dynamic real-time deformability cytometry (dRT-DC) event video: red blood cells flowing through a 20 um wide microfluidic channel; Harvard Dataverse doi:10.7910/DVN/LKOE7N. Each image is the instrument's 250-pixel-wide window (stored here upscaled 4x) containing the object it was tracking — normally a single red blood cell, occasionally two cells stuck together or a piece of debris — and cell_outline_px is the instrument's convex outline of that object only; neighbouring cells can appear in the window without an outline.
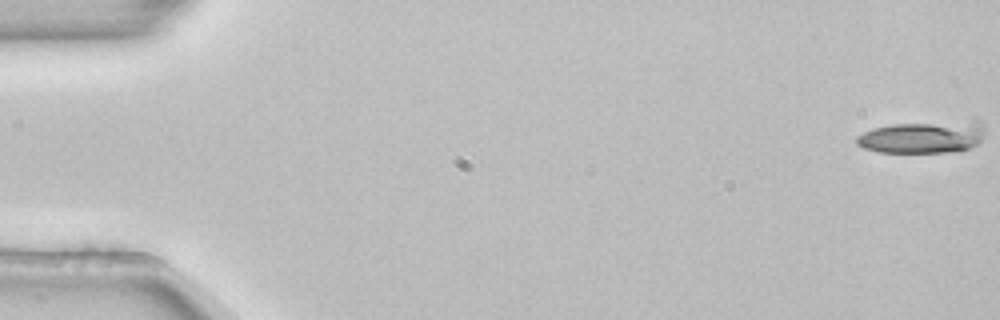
{"species": "common noctule bat (a hibernating species)", "species_latin": "Nyctalus noctula", "temperature_condition": "room temperature", "stored_images_in_passage": 15, "camera_frame_rate_fps": 3000, "um_per_image_px": 0.085, "animal": {"sex": "female", "body_mass_g": 22.7, "forearm_length_mm": 54.2}, "frame": {"image": 1, "passage_image": 1, "time_ms": 0.0, "image_size_px": [1000, 320], "cell_outline_px": [[984, 136], [976, 144], [968, 148], [948, 152], [880, 152], [864, 148], [856, 144], [856, 136], [872, 128], [892, 124], [972, 120], [980, 120], [984, 124]], "centroid_in_image_um": [78.45, 11.63], "position_along_channel_um": 6.5, "area_um2": 24.22}}